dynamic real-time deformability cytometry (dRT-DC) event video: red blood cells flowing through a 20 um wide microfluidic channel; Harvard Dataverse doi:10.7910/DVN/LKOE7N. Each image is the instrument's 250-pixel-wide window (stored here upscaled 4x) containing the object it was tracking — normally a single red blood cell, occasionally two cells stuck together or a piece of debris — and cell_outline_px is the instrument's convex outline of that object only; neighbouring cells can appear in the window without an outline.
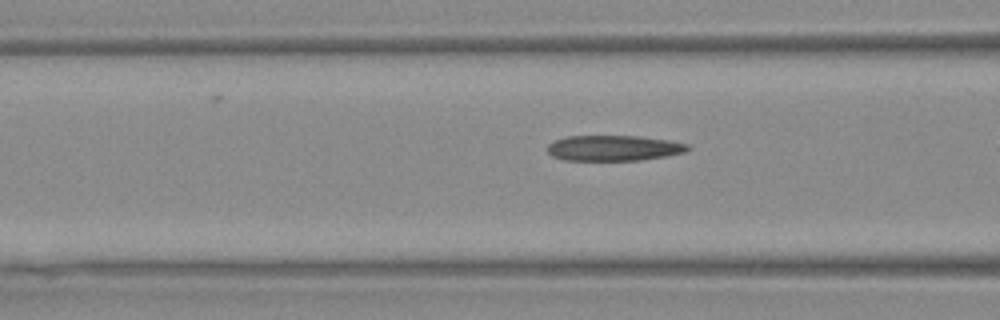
{"species": "Egyptian fruit bat (a non-hibernating species)", "species_latin": "Rousettus aegyptiacus", "temperature_condition": "warm", "stored_images_in_passage": 14, "camera_frame_rate_fps": 3000, "um_per_image_px": 0.085, "animal": {"sex": "female"}, "frame": {"image": 1, "passage_image": 12, "time_ms": 3.667, "image_size_px": [1000, 320], "cell_outline_px": [[692, 148], [684, 152], [664, 156], [640, 160], [564, 160], [552, 156], [548, 152], [548, 144], [564, 136], [640, 136], [668, 140], [688, 144]], "centroid_in_image_um": [52.16, 12.58], "position_along_channel_um": 114.4, "area_um2": 20.81}}